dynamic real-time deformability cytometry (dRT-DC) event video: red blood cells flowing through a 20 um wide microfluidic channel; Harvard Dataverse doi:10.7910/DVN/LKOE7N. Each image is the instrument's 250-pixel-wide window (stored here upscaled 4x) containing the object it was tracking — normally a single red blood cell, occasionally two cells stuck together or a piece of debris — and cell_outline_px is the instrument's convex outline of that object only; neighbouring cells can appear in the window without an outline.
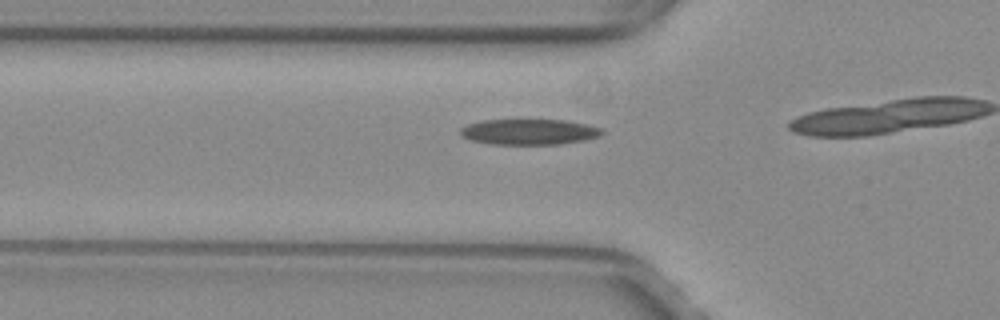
{"species": "common noctule bat (a hibernating species)", "species_latin": "Nyctalus noctula", "temperature_condition": "warm", "stored_images_in_passage": 11, "camera_frame_rate_fps": 3000, "um_per_image_px": 0.085, "animal": {"sex": "female", "body_mass_g": 29.2, "forearm_length_mm": 56.3}, "frame": {"image": 1, "passage_image": 7, "time_ms": 2.0, "image_size_px": [1000, 320], "cell_outline_px": [[604, 132], [600, 136], [584, 140], [560, 144], [492, 144], [472, 140], [460, 136], [460, 128], [468, 124], [484, 120], [568, 120], [588, 124], [604, 128]], "centroid_in_image_um": [45.02, 11.2], "position_along_channel_um": 80.8, "area_um2": 21.27}}
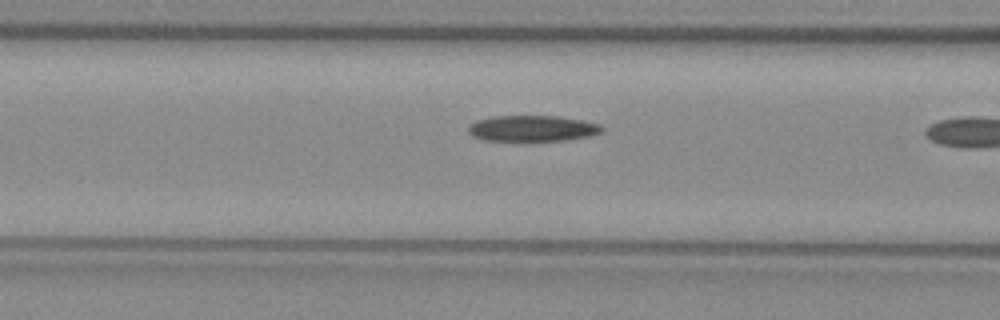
{"frame": {"image": 2, "passage_image": 10, "time_ms": 3.0, "image_size_px": [1000, 320], "cell_outline_px": [[604, 128], [600, 132], [588, 136], [564, 140], [520, 144], [484, 140], [472, 136], [468, 132], [468, 124], [476, 120], [492, 116], [560, 116], [600, 124]], "centroid_in_image_um": [45.15, 10.96], "position_along_channel_um": 121.4, "area_um2": 21.21}}